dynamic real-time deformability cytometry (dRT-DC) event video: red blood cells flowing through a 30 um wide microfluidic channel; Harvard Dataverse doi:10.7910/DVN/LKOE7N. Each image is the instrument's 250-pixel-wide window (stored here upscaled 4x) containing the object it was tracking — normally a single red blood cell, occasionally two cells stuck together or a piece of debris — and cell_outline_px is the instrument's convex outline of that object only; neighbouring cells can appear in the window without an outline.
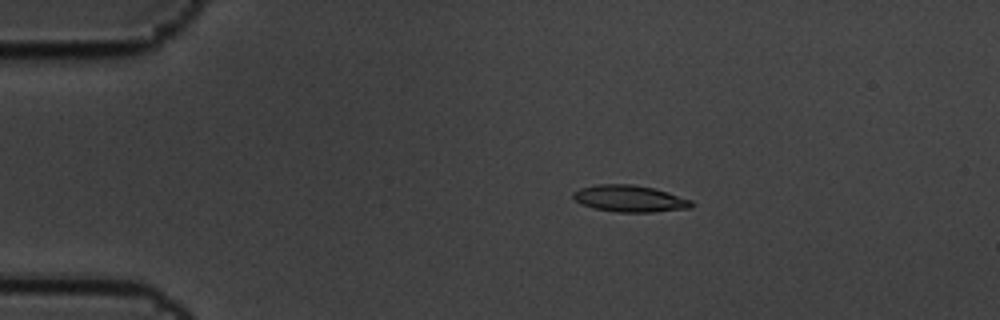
{"species": "common noctule bat (a hibernating species)", "species_latin": "Nyctalus noctula", "temperature_condition": "cold", "stored_images_in_passage": 6, "camera_frame_rate_fps": 3000, "um_per_image_px": 0.085, "animal": {"sex": "male", "body_mass_g": 19.5, "forearm_length_mm": 54.6}, "frame": {"image": 1, "passage_image": 4, "time_ms": 1.0, "image_size_px": [1000, 320], "cell_outline_px": [[696, 204], [692, 208], [656, 212], [616, 212], [592, 208], [580, 204], [572, 196], [572, 192], [580, 188], [596, 184], [632, 184], [652, 188], [668, 192], [692, 200]], "centroid_in_image_um": [53.54, 16.89], "position_along_channel_um": 31.5, "area_um2": 18.67}}